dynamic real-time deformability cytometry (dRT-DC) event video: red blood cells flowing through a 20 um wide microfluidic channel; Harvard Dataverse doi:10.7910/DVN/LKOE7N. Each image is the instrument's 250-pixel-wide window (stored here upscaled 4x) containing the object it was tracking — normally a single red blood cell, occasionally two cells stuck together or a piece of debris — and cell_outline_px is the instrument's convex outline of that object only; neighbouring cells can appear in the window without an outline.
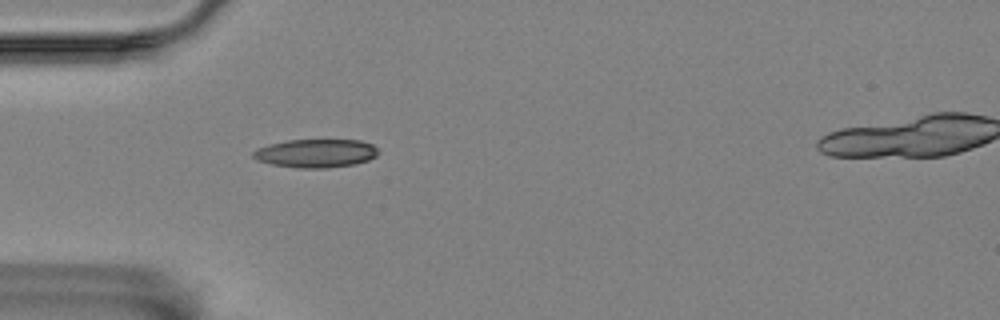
{"species": "Egyptian fruit bat (a non-hibernating species)", "species_latin": "Rousettus aegyptiacus", "temperature_condition": "room temperature", "stored_images_in_passage": 3, "camera_frame_rate_fps": 3000, "um_per_image_px": 0.085, "animal": {"sex": "female"}, "frame": {"image": 1, "passage_image": 2, "time_ms": 1.0, "image_size_px": [1000, 320], "cell_outline_px": [[380, 152], [376, 156], [368, 160], [356, 164], [328, 168], [296, 168], [272, 164], [256, 160], [252, 156], [252, 152], [256, 148], [268, 144], [288, 140], [360, 140], [372, 144]], "centroid_in_image_um": [26.84, 13.03], "position_along_channel_um": 58.2, "area_um2": 20.92}}